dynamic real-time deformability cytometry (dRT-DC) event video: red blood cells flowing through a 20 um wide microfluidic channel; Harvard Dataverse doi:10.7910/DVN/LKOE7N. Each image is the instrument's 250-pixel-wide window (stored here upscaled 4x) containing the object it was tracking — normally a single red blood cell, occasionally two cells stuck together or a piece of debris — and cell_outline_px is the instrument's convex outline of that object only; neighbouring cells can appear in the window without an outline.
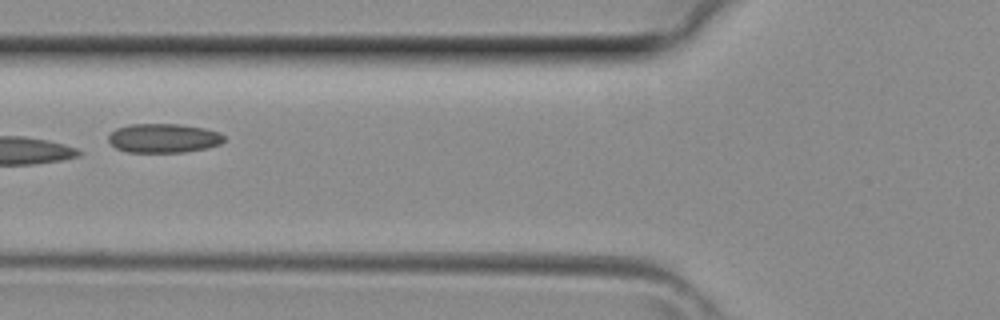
{"species": "common noctule bat (a hibernating species)", "species_latin": "Nyctalus noctula", "temperature_condition": "room temperature", "stored_images_in_passage": 4, "camera_frame_rate_fps": 3000, "um_per_image_px": 0.085, "animal": {"sex": "female", "body_mass_g": 29.2, "forearm_length_mm": 56.3}, "frame": {"image": 1, "passage_image": 4, "time_ms": 1.0, "image_size_px": [1000, 320], "cell_outline_px": [[224, 140], [220, 144], [208, 148], [184, 152], [128, 152], [116, 148], [108, 140], [108, 136], [116, 128], [128, 124], [180, 124], [204, 128], [220, 132], [224, 136]], "centroid_in_image_um": [13.91, 11.74], "position_along_channel_um": 111.9, "area_um2": 19.71}}